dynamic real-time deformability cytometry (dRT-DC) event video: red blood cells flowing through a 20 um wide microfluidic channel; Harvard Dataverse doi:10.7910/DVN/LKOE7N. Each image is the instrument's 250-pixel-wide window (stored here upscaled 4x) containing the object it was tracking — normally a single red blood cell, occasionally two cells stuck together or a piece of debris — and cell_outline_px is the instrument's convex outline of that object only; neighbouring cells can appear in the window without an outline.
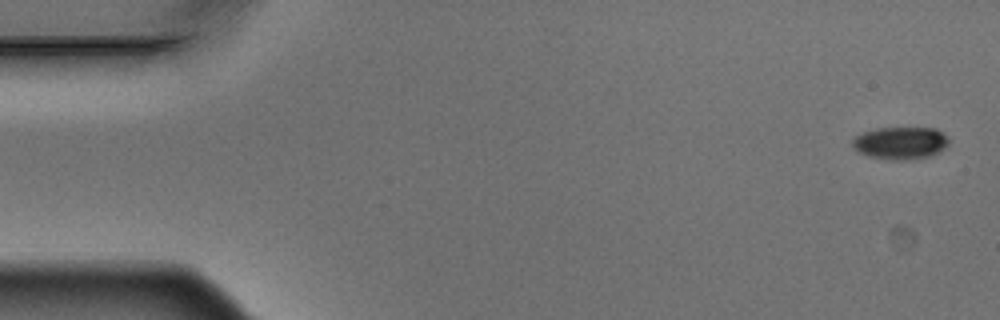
{"species": "Egyptian fruit bat (a non-hibernating species)", "species_latin": "Rousettus aegyptiacus", "temperature_condition": "warm", "stored_images_in_passage": 4, "camera_frame_rate_fps": 3000, "um_per_image_px": 0.085, "animal": {"sex": "male"}, "frame": {"image": 1, "passage_image": 1, "time_ms": 0.0, "image_size_px": [1000, 320], "cell_outline_px": [[948, 144], [944, 148], [928, 156], [896, 160], [868, 156], [860, 152], [852, 144], [852, 140], [856, 136], [864, 132], [876, 128], [936, 128], [948, 136]], "centroid_in_image_um": [76.54, 12.13], "position_along_channel_um": 8.5, "area_um2": 17.8}}
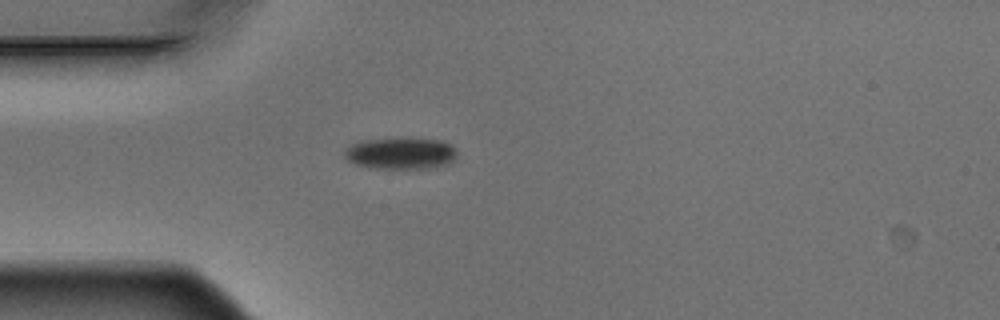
{"frame": {"image": 2, "passage_image": 4, "time_ms": 1.0, "image_size_px": [1000, 320], "cell_outline_px": [[456, 156], [448, 164], [436, 168], [368, 168], [356, 164], [348, 160], [344, 156], [344, 152], [352, 144], [364, 140], [440, 140], [452, 144], [456, 148]], "centroid_in_image_um": [34.09, 13.07], "position_along_channel_um": 50.9, "area_um2": 20.23}}